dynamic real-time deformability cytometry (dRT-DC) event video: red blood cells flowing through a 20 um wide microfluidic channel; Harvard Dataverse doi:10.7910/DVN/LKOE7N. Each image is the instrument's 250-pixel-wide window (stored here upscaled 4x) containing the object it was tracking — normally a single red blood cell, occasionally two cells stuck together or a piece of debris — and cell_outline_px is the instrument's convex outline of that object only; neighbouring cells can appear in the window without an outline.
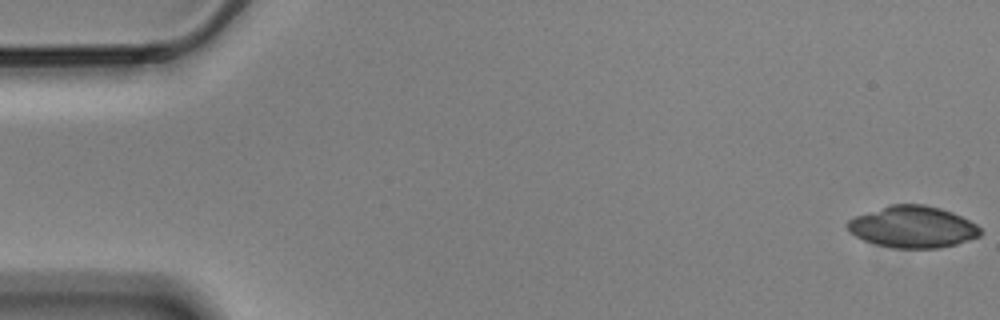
{"species": "Egyptian fruit bat (a non-hibernating species)", "species_latin": "Rousettus aegyptiacus", "temperature_condition": "cold", "stored_images_in_passage": 16, "camera_frame_rate_fps": 3000, "um_per_image_px": 0.085, "animal": {"sex": "male"}, "frame": {"image": 1, "passage_image": 1, "time_ms": 0.0, "image_size_px": [1000, 320], "cell_outline_px": [[980, 236], [956, 244], [940, 248], [892, 248], [876, 244], [864, 240], [848, 232], [844, 224], [848, 220], [856, 216], [888, 204], [924, 204], [940, 208], [952, 212], [976, 224], [980, 228]], "centroid_in_image_um": [77.54, 19.28], "position_along_channel_um": 7.5, "area_um2": 32.37}}
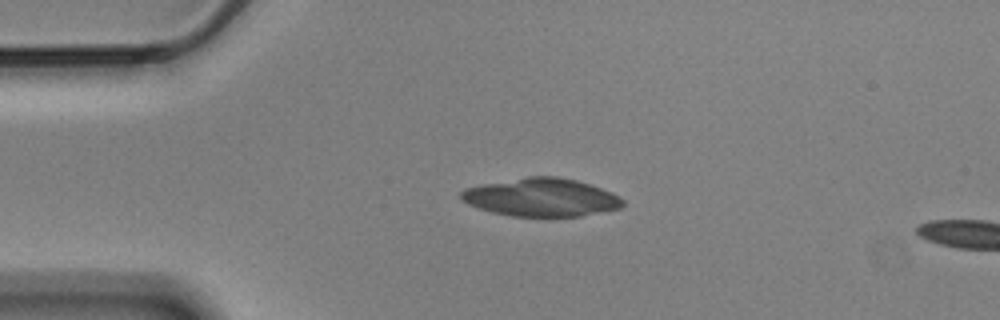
{"frame": {"image": 2, "passage_image": 13, "time_ms": 4.0, "image_size_px": [1000, 320], "cell_outline_px": [[624, 204], [620, 208], [580, 216], [512, 216], [492, 212], [468, 204], [460, 200], [460, 192], [464, 188], [480, 184], [528, 176], [556, 176], [576, 180], [612, 192], [620, 196], [624, 200]], "centroid_in_image_um": [45.98, 16.77], "position_along_channel_um": 39.0, "area_um2": 35.95}}